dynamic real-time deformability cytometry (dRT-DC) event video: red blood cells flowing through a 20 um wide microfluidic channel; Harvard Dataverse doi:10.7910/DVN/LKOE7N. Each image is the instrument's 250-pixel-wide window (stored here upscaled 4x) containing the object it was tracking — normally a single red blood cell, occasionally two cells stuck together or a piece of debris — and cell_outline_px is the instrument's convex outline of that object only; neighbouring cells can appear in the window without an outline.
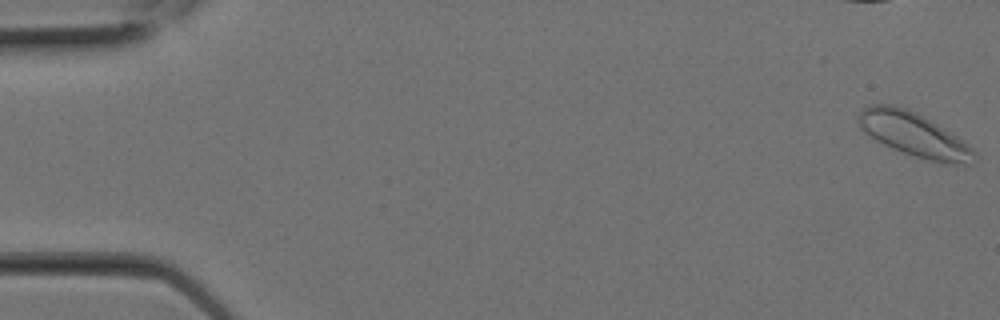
{"species": "Egyptian fruit bat (a non-hibernating species)", "species_latin": "Rousettus aegyptiacus", "temperature_condition": "room temperature", "stored_images_in_passage": 9, "camera_frame_rate_fps": 3000, "um_per_image_px": 0.085, "animal": {"sex": "female"}, "frame": {"image": 1, "passage_image": 1, "time_ms": 0.0, "image_size_px": [1000, 320], "cell_outline_px": [[976, 160], [972, 164], [944, 164], [928, 160], [892, 148], [876, 140], [860, 128], [856, 120], [860, 112], [864, 108], [872, 104], [892, 104], [916, 112], [924, 116], [956, 136], [972, 148], [976, 152]], "centroid_in_image_um": [77.69, 11.44], "position_along_channel_um": 7.3, "area_um2": 29.48}}